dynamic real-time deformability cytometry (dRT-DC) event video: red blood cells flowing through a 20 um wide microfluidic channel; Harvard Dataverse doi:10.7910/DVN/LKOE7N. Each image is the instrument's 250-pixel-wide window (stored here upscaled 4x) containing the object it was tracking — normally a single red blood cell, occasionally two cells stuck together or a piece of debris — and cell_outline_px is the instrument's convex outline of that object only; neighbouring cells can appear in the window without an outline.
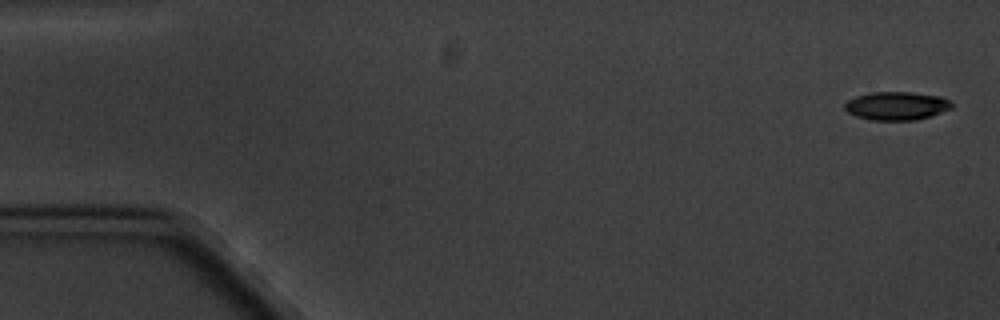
{"species": "common noctule bat (a hibernating species)", "species_latin": "Nyctalus noctula", "temperature_condition": "cold", "stored_images_in_passage": 5, "camera_frame_rate_fps": 3000, "um_per_image_px": 0.085, "animal": {"sex": "male", "body_mass_g": 20.1, "forearm_length_mm": 53.5}, "frame": {"image": 1, "passage_image": 1, "time_ms": 0.0, "image_size_px": [1000, 320], "cell_outline_px": [[952, 108], [916, 120], [872, 120], [856, 116], [848, 112], [844, 108], [844, 104], [848, 100], [856, 96], [872, 92], [908, 92], [940, 96], [952, 100]], "centroid_in_image_um": [76.2, 8.99], "position_along_channel_um": 8.8, "area_um2": 17.57}}
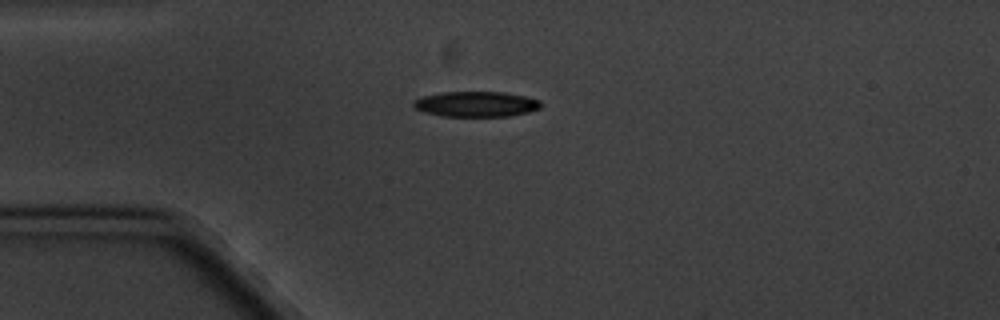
{"frame": {"image": 2, "passage_image": 4, "time_ms": 4.333, "image_size_px": [1000, 320], "cell_outline_px": [[540, 108], [528, 112], [508, 116], [444, 116], [424, 112], [416, 108], [412, 104], [412, 100], [424, 96], [444, 92], [504, 92], [524, 96], [540, 100]], "centroid_in_image_um": [40.46, 8.84], "position_along_channel_um": 44.5, "area_um2": 18.67}}